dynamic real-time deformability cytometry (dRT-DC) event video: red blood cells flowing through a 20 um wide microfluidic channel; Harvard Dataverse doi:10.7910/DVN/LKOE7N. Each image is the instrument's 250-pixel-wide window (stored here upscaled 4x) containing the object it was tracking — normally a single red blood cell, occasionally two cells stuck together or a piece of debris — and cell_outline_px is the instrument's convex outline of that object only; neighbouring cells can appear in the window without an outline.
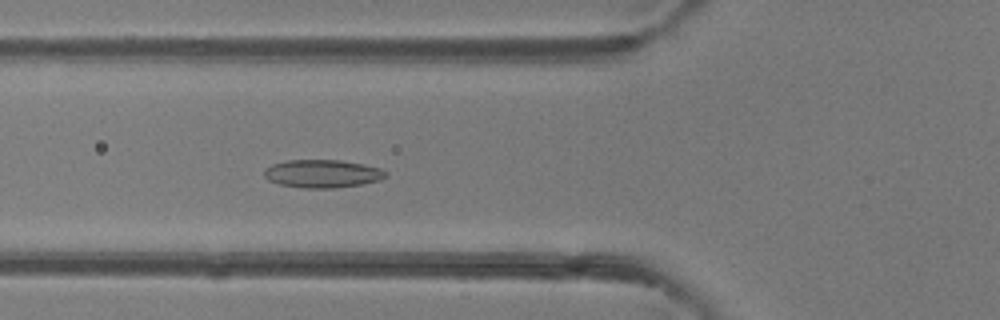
{"species": "common noctule bat (a hibernating species)", "species_latin": "Nyctalus noctula", "temperature_condition": "room temperature", "stored_images_in_passage": 49, "camera_frame_rate_fps": 3000, "um_per_image_px": 0.085, "animal": {"sex": "female"}, "frame": {"image": 1, "passage_image": 18, "time_ms": 5.667, "image_size_px": [1000, 320], "cell_outline_px": [[388, 176], [380, 180], [360, 184], [336, 188], [304, 188], [280, 184], [268, 180], [264, 176], [264, 168], [272, 164], [288, 160], [340, 160], [364, 164], [380, 168], [388, 172]], "centroid_in_image_um": [27.42, 14.76], "position_along_channel_um": 98.4, "area_um2": 19.94}}
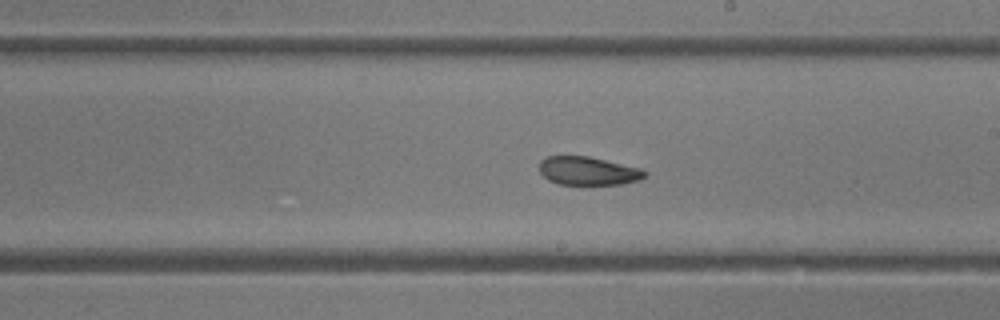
{"frame": {"image": 2, "passage_image": 28, "time_ms": 9.0, "image_size_px": [1000, 320], "cell_outline_px": [[648, 176], [640, 180], [624, 184], [556, 184], [548, 180], [540, 172], [540, 160], [548, 156], [588, 156], [640, 168], [648, 172]], "centroid_in_image_um": [50.02, 14.53], "position_along_channel_um": 239.0, "area_um2": 17.51}}
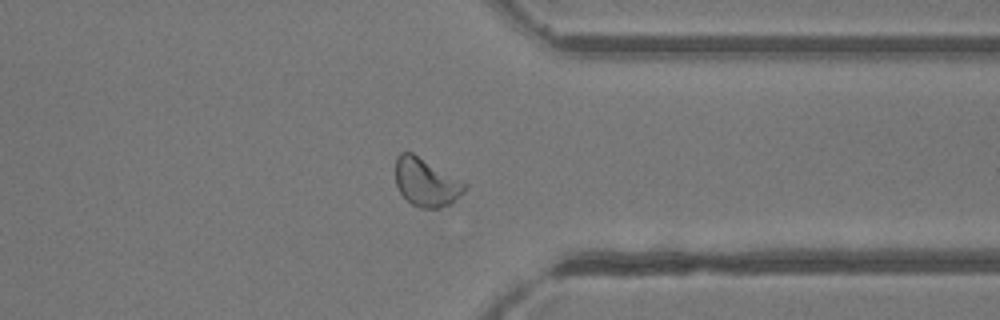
{"frame": {"image": 3, "passage_image": 38, "time_ms": 12.333, "image_size_px": [1000, 320], "cell_outline_px": [[468, 188], [452, 204], [440, 208], [420, 208], [412, 204], [400, 192], [396, 184], [396, 156], [400, 152], [412, 152], [468, 184]], "centroid_in_image_um": [36.24, 15.51], "position_along_channel_um": 375.2, "area_um2": 19.48}, "authors_computed_cell_mechanics": {"area_um2": 20.2878, "velocity_mm_per_s": 4.2084, "shape_relaxation_time_tau1_ms": null, "shape_relaxation_time_tau2_ms": 1.8803, "deformation_change_tau1": null, "deformation_change_tau2": 0.0725}}